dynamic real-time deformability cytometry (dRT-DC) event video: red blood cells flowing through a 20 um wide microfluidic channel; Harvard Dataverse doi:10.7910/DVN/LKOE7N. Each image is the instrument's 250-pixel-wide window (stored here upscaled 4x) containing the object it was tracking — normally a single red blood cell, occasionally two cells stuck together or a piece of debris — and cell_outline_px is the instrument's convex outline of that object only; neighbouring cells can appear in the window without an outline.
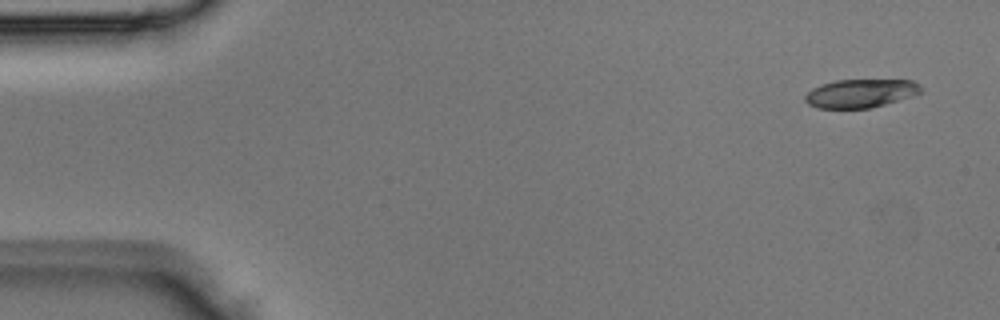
{"species": "Egyptian fruit bat (a non-hibernating species)", "species_latin": "Rousettus aegyptiacus", "temperature_condition": "room temperature", "stored_images_in_passage": 5, "segment_of_instrument_passage": [2, 2], "camera_frame_rate_fps": 3000, "um_per_image_px": 0.085, "animal": {"sex": "male"}, "frame": {"image": 1, "passage_image": 5, "time_ms": 1.333, "image_size_px": [1000, 320], "cell_outline_px": [[924, 92], [884, 104], [868, 108], [820, 108], [808, 104], [804, 100], [804, 96], [812, 88], [820, 84], [836, 80], [912, 80], [920, 84], [924, 88]], "centroid_in_image_um": [73.16, 7.92], "position_along_channel_um": 11.8, "area_um2": 19.25}}